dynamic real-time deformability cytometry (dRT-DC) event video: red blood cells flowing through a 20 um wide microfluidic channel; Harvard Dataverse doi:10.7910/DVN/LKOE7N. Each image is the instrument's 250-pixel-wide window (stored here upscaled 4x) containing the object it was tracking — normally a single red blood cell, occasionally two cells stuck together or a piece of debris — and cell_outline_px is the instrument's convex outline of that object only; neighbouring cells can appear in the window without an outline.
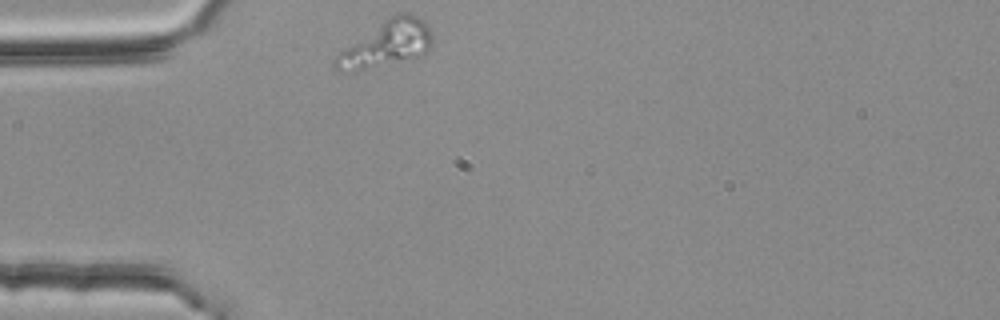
{"species": "common noctule bat (a hibernating species)", "species_latin": "Nyctalus noctula", "temperature_condition": "room temperature", "stored_images_in_passage": 1, "camera_frame_rate_fps": 3000, "um_per_image_px": 0.085, "animal": {"sex": "female", "body_mass_g": 25.1}, "frame": {"image": 1, "passage_image": 1, "time_ms": 0.0, "image_size_px": [1000, 320], "cell_outline_px": [[432, 44], [428, 52], [424, 56], [356, 72], [340, 72], [332, 64], [332, 60], [340, 52], [384, 20], [400, 12], [408, 12], [424, 20], [432, 32]], "centroid_in_image_um": [32.89, 3.77], "position_along_channel_um": 52.1, "area_um2": 26.07}}